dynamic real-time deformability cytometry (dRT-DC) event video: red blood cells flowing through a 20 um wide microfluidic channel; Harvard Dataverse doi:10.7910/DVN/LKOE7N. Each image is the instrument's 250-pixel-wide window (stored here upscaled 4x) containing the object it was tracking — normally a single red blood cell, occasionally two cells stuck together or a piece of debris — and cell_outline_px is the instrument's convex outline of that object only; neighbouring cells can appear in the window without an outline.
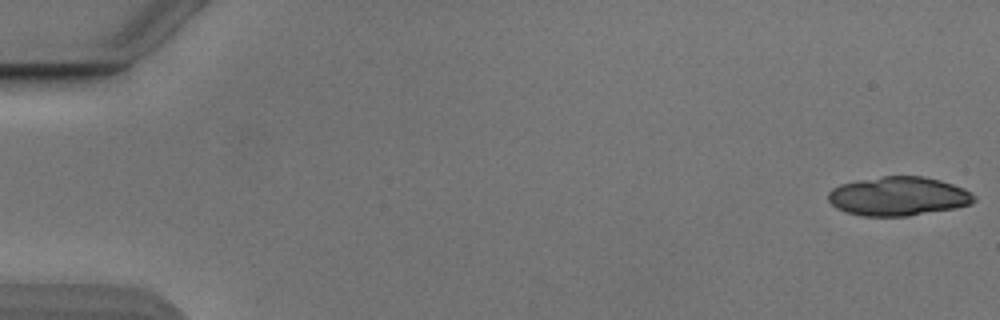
{"species": "Egyptian fruit bat (a non-hibernating species)", "species_latin": "Rousettus aegyptiacus", "temperature_condition": "cold", "stored_images_in_passage": 20, "camera_frame_rate_fps": 3000, "um_per_image_px": 0.085, "animal": {"sex": "male"}, "frame": {"image": 1, "passage_image": 1, "time_ms": 0.0, "image_size_px": [1000, 320], "cell_outline_px": [[976, 200], [972, 204], [956, 208], [908, 216], [864, 216], [844, 212], [836, 208], [828, 200], [828, 192], [832, 188], [840, 184], [860, 180], [884, 176], [924, 176], [940, 180], [964, 188], [972, 192], [976, 196]], "centroid_in_image_um": [76.38, 16.69], "position_along_channel_um": 8.6, "area_um2": 33.35}}